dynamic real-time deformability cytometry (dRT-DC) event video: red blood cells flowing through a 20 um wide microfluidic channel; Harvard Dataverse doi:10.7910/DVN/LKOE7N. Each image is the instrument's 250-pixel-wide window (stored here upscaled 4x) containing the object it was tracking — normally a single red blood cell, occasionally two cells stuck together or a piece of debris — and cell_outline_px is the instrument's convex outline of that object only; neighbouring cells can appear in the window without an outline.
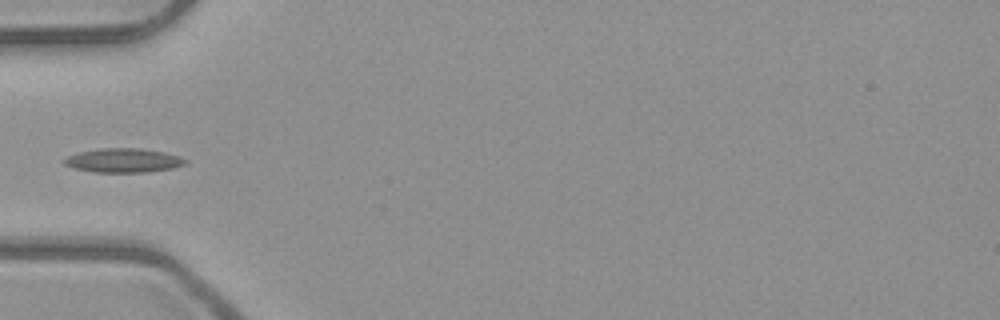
{"species": "common noctule bat (a hibernating species)", "species_latin": "Nyctalus noctula", "temperature_condition": "room temperature", "stored_images_in_passage": 16, "camera_frame_rate_fps": 3000, "um_per_image_px": 0.085, "animal": {"sex": "male", "body_mass_g": 23.1, "forearm_length_mm": 52.7}, "frame": {"image": 1, "passage_image": 1, "time_ms": 0.0, "image_size_px": [1000, 320], "cell_outline_px": [[188, 164], [176, 168], [148, 172], [92, 172], [76, 168], [64, 164], [60, 160], [68, 156], [80, 152], [100, 148], [140, 148], [164, 152], [180, 156], [188, 160]], "centroid_in_image_um": [10.54, 13.64], "position_along_channel_um": 74.5, "area_um2": 17.22}}
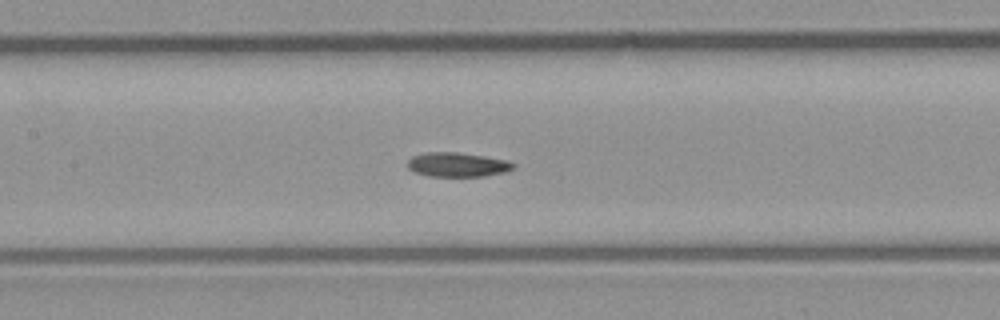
{"frame": {"image": 2, "passage_image": 8, "time_ms": 2.333, "image_size_px": [1000, 320], "cell_outline_px": [[516, 168], [504, 172], [484, 176], [428, 176], [416, 172], [408, 168], [408, 160], [412, 156], [428, 152], [456, 152], [484, 156], [508, 160], [516, 164]], "centroid_in_image_um": [38.92, 13.99], "position_along_channel_um": 168.5, "area_um2": 14.97}}
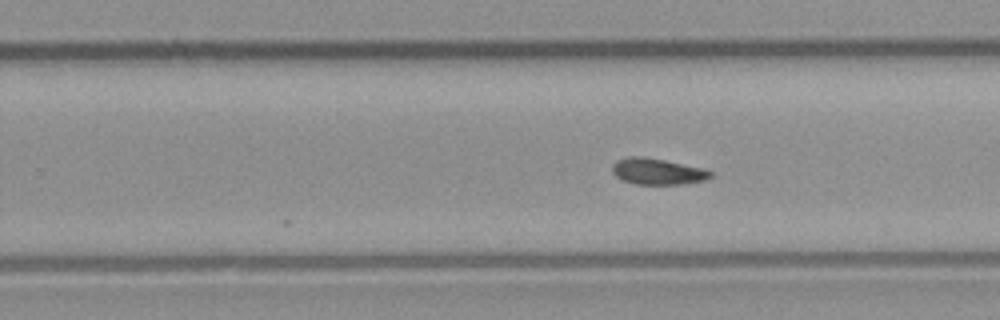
{"frame": {"image": 3, "passage_image": 16, "time_ms": 5.0, "image_size_px": [1000, 320], "cell_outline_px": [[716, 176], [704, 180], [680, 184], [636, 184], [624, 180], [616, 176], [612, 172], [612, 164], [616, 160], [628, 156], [644, 156], [704, 168], [712, 172]], "centroid_in_image_um": [55.9, 14.56], "position_along_channel_um": 273.9, "area_um2": 15.09}}